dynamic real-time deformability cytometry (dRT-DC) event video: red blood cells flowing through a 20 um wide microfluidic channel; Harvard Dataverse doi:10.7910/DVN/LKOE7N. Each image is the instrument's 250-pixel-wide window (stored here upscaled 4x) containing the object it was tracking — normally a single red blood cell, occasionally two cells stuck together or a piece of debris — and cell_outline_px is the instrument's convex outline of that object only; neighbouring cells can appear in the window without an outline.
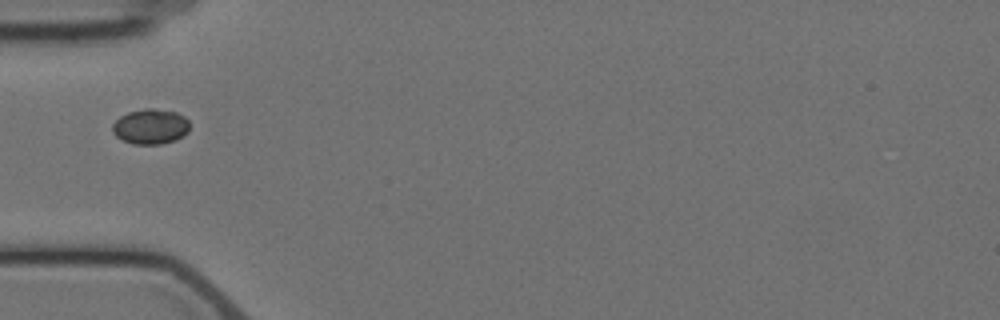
{"species": "Egyptian fruit bat (a non-hibernating species)", "species_latin": "Rousettus aegyptiacus", "temperature_condition": "cold", "stored_images_in_passage": 1, "camera_frame_rate_fps": 3000, "um_per_image_px": 0.085, "animal": {"sex": "female"}, "frame": {"image": 1, "passage_image": 1, "time_ms": 0.0, "image_size_px": [1000, 320], "cell_outline_px": [[188, 132], [184, 136], [176, 140], [160, 144], [132, 144], [120, 140], [112, 132], [112, 124], [120, 116], [128, 112], [144, 108], [152, 108], [176, 112], [184, 116], [188, 120]], "centroid_in_image_um": [12.77, 10.76], "position_along_channel_um": 72.2, "area_um2": 16.01}}